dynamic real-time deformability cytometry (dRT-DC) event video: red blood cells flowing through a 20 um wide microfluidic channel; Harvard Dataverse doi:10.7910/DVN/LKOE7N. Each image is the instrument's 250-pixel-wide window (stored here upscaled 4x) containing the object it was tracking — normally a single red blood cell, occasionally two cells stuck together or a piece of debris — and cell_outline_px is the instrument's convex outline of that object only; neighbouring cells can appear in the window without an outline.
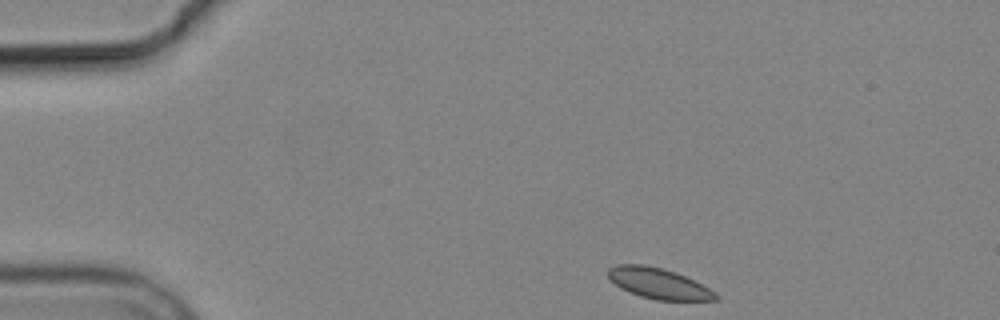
{"species": "common noctule bat (a hibernating species)", "species_latin": "Nyctalus noctula", "temperature_condition": "cold", "stored_images_in_passage": 4, "camera_frame_rate_fps": 3000, "um_per_image_px": 0.085, "animal": {"sex": "male", "body_mass_g": 19.2, "forearm_length_mm": 51.8}, "frame": {"image": 1, "passage_image": 1, "time_ms": 0.0, "image_size_px": [1000, 320], "cell_outline_px": [[720, 300], [656, 300], [640, 296], [628, 292], [620, 288], [608, 276], [608, 268], [616, 264], [644, 264], [664, 268], [676, 272], [716, 292], [720, 296]], "centroid_in_image_um": [55.97, 24.09], "position_along_channel_um": 29.0, "area_um2": 19.25}}
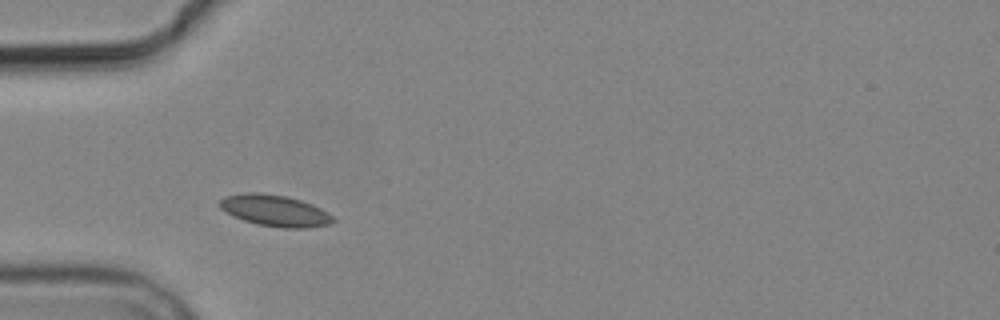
{"frame": {"image": 2, "passage_image": 3, "time_ms": 2.667, "image_size_px": [1000, 320], "cell_outline_px": [[336, 220], [332, 224], [308, 228], [280, 228], [256, 224], [244, 220], [220, 208], [220, 200], [224, 196], [244, 192], [260, 192], [284, 196], [300, 200], [312, 204], [328, 212]], "centroid_in_image_um": [23.4, 17.91], "position_along_channel_um": 61.6, "area_um2": 20.75}}
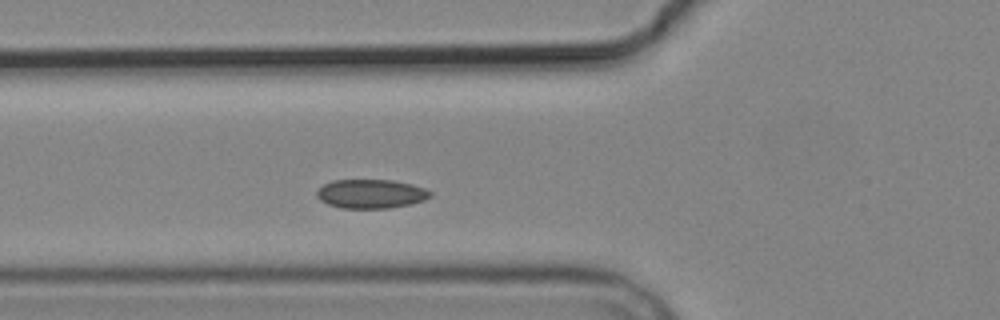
{"frame": {"image": 3, "passage_image": 4, "time_ms": 3.667, "image_size_px": [1000, 320], "cell_outline_px": [[432, 196], [424, 200], [412, 204], [388, 208], [340, 208], [328, 204], [320, 200], [316, 196], [316, 192], [324, 184], [332, 180], [392, 180], [412, 184], [424, 188], [432, 192]], "centroid_in_image_um": [31.54, 16.48], "position_along_channel_um": 94.3, "area_um2": 19.25}}